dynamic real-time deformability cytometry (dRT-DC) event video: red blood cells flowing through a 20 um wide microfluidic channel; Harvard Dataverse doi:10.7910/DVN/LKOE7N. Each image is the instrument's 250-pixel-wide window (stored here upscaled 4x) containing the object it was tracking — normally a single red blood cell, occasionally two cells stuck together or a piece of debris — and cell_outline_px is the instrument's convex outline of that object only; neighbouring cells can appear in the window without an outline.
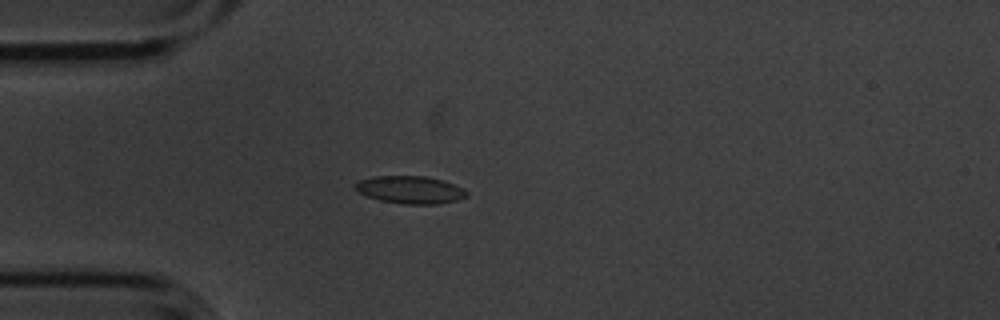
{"species": "common noctule bat (a hibernating species)", "species_latin": "Nyctalus noctula", "temperature_condition": "cold", "stored_images_in_passage": 3, "camera_frame_rate_fps": 3000, "um_per_image_px": 0.085, "animal": {"sex": "male", "body_mass_g": 20.1, "forearm_length_mm": 53.5}, "frame": {"image": 1, "passage_image": 3, "time_ms": 0.667, "image_size_px": [1000, 320], "cell_outline_px": [[468, 196], [456, 200], [436, 204], [400, 204], [380, 200], [356, 192], [352, 188], [352, 184], [360, 180], [372, 176], [424, 176], [444, 180], [464, 188], [468, 192]], "centroid_in_image_um": [34.83, 16.12], "position_along_channel_um": 50.2, "area_um2": 18.21}}